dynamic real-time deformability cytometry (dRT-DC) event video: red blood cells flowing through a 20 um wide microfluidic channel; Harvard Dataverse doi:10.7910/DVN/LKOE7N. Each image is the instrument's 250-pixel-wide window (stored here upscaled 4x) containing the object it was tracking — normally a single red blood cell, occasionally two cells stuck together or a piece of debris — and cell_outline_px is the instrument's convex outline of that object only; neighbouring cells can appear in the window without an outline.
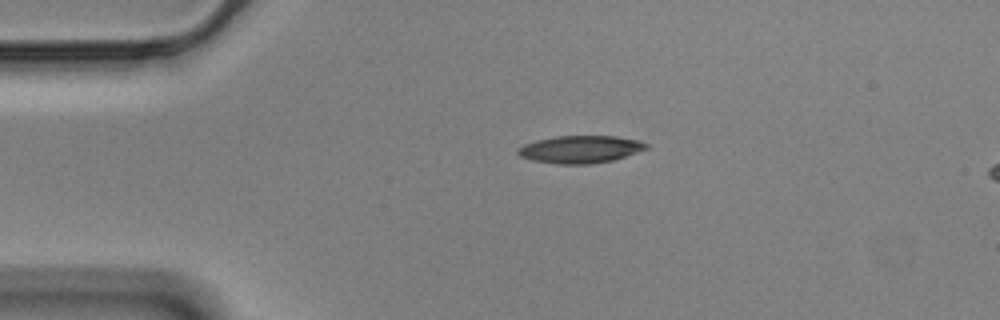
{"species": "Egyptian fruit bat (a non-hibernating species)", "species_latin": "Rousettus aegyptiacus", "temperature_condition": "cold", "stored_images_in_passage": 46, "camera_frame_rate_fps": 3000, "um_per_image_px": 0.085, "animal": {"sex": "male"}, "frame": {"image": 1, "passage_image": 1, "time_ms": 0.0, "image_size_px": [1000, 320], "cell_outline_px": [[648, 148], [612, 160], [588, 164], [560, 164], [532, 160], [520, 156], [516, 152], [516, 148], [524, 144], [536, 140], [556, 136], [616, 136], [640, 140], [648, 144]], "centroid_in_image_um": [49.3, 12.68], "position_along_channel_um": 35.7, "area_um2": 20.46}}
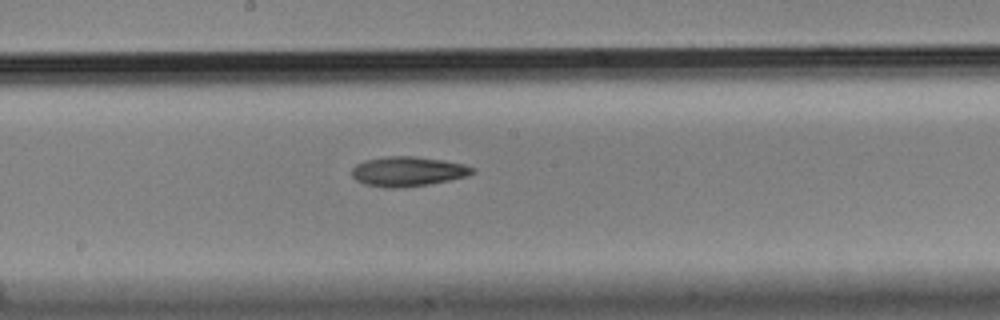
{"frame": {"image": 2, "passage_image": 19, "time_ms": 6.0, "image_size_px": [1000, 320], "cell_outline_px": [[476, 172], [468, 176], [428, 184], [396, 188], [384, 188], [364, 184], [356, 180], [352, 176], [352, 168], [356, 164], [364, 160], [384, 156], [416, 156], [444, 160], [464, 164], [476, 168]], "centroid_in_image_um": [34.67, 14.56], "position_along_channel_um": 213.5, "area_um2": 21.1}}
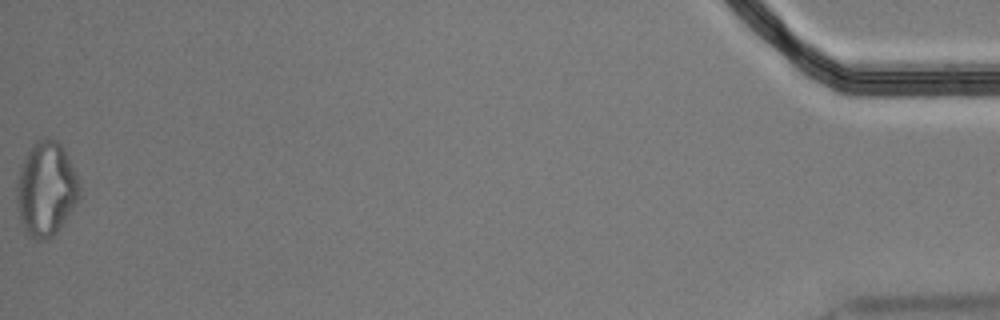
{"frame": {"image": 3, "passage_image": 46, "time_ms": 15.0, "image_size_px": [1000, 320], "cell_outline_px": [[80, 196], [76, 204], [56, 232], [52, 236], [40, 240], [36, 240], [24, 228], [20, 220], [16, 200], [16, 188], [20, 168], [28, 152], [36, 140], [44, 136], [48, 136], [56, 140], [64, 148], [76, 176], [80, 188]], "centroid_in_image_um": [3.91, 16.03], "position_along_channel_um": 431.3, "area_um2": 34.1}}